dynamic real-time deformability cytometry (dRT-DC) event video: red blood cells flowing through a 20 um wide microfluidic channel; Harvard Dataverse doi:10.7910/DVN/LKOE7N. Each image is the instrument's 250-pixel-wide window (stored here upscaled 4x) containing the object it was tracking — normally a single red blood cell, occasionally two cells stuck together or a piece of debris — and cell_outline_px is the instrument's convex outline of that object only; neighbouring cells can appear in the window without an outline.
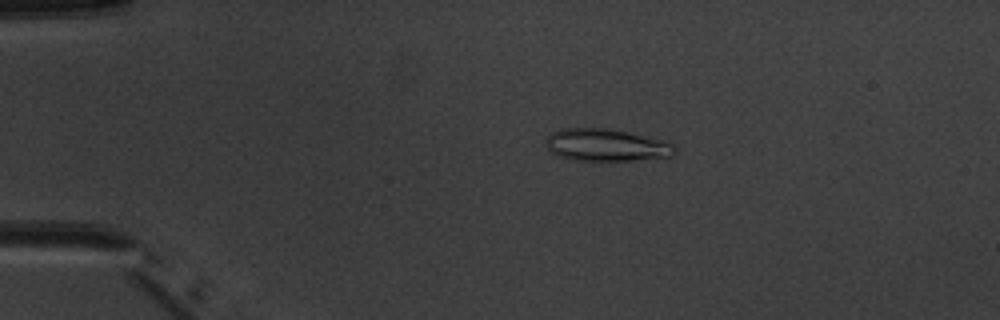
{"species": "common noctule bat (a hibernating species)", "species_latin": "Nyctalus noctula", "temperature_condition": "warm", "stored_images_in_passage": 5, "camera_frame_rate_fps": 3000, "um_per_image_px": 0.085, "animal": {"sex": "male", "body_mass_g": 20.1, "forearm_length_mm": 53.5}, "frame": {"image": 1, "passage_image": 3, "time_ms": 2.333, "image_size_px": [1000, 320], "cell_outline_px": [[676, 152], [672, 156], [628, 160], [576, 160], [556, 156], [544, 144], [548, 136], [552, 132], [564, 128], [604, 128], [664, 140], [672, 144], [676, 148]], "centroid_in_image_um": [51.49, 12.33], "position_along_channel_um": 33.5, "area_um2": 23.93}}